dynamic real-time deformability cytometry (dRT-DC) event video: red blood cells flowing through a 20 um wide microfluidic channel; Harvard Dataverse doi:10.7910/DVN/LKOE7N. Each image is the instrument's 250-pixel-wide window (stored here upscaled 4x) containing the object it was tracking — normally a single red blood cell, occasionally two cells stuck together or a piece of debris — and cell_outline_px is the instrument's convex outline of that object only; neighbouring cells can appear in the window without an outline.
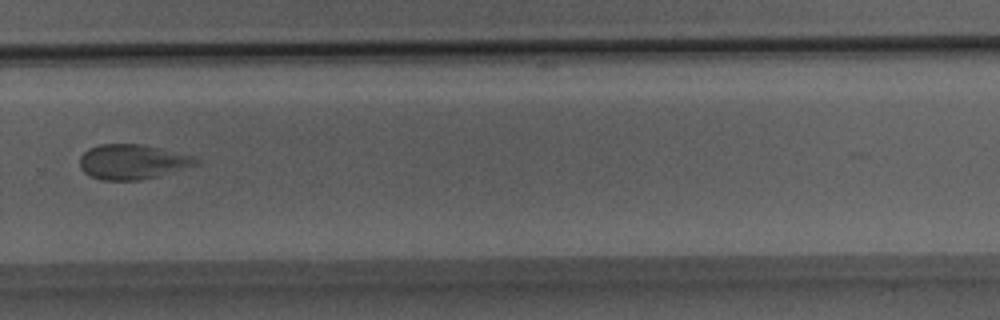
{"species": "Egyptian fruit bat (a non-hibernating species)", "species_latin": "Rousettus aegyptiacus", "temperature_condition": "room temperature", "stored_images_in_passage": 14, "camera_frame_rate_fps": 3000, "um_per_image_px": 0.085, "animal": {"sex": "male"}, "frame": {"image": 1, "passage_image": 10, "time_ms": 11.667, "image_size_px": [1000, 320], "cell_outline_px": [[200, 164], [160, 176], [140, 180], [100, 180], [88, 176], [80, 168], [80, 156], [88, 148], [100, 144], [140, 144], [192, 156], [200, 160]], "centroid_in_image_um": [11.23, 13.77], "position_along_channel_um": 318.6, "area_um2": 23.7}}
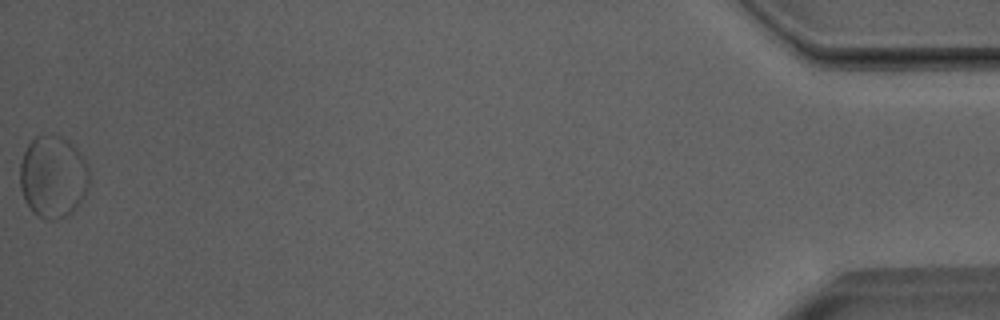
{"frame": {"image": 2, "passage_image": 14, "time_ms": 17.0, "image_size_px": [1000, 320], "cell_outline_px": [[88, 188], [84, 196], [76, 208], [72, 212], [56, 220], [48, 220], [32, 212], [24, 200], [20, 188], [20, 164], [24, 152], [28, 144], [36, 136], [64, 136], [76, 148], [84, 160], [88, 168]], "centroid_in_image_um": [4.49, 15.04], "position_along_channel_um": 430.7, "area_um2": 33.06}, "authors_computed_cell_mechanics": {"area_um2": 23.2356, "velocity_mm_per_s": 3.4639, "shape_relaxation_time_tau1_ms": 11.1025, "shape_relaxation_time_tau2_ms": 2.9142, "deformation_change_tau1": 0.1902, "deformation_change_tau2": 0.0736}}